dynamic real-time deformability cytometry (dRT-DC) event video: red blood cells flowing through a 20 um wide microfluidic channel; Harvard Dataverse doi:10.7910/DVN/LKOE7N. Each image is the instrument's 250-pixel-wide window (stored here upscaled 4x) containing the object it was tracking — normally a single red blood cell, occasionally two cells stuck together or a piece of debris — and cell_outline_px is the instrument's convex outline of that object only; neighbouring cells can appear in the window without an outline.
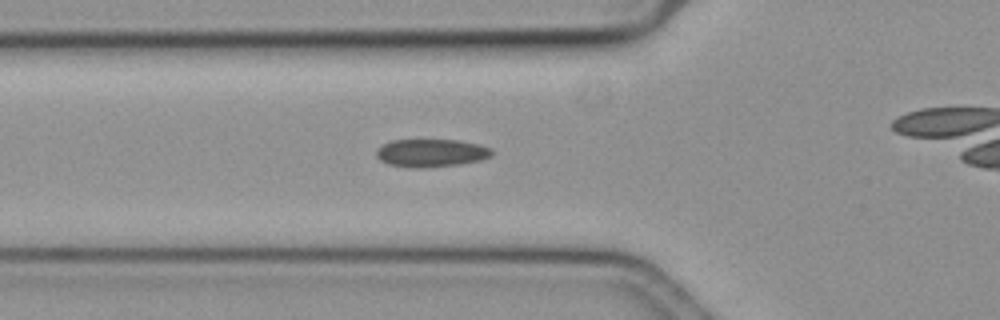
{"species": "common noctule bat (a hibernating species)", "species_latin": "Nyctalus noctula", "temperature_condition": "cold", "stored_images_in_passage": 28, "camera_frame_rate_fps": 3000, "um_per_image_px": 0.085, "animal": {"sex": "female", "body_mass_g": 19.3, "forearm_length_mm": 54.1}, "frame": {"image": 1, "passage_image": 2, "time_ms": 0.333, "image_size_px": [1000, 320], "cell_outline_px": [[492, 156], [480, 160], [460, 164], [424, 168], [408, 168], [388, 164], [380, 160], [376, 156], [376, 152], [384, 144], [392, 140], [456, 140], [480, 144], [492, 148]], "centroid_in_image_um": [36.67, 13.01], "position_along_channel_um": 89.1, "area_um2": 18.84}}
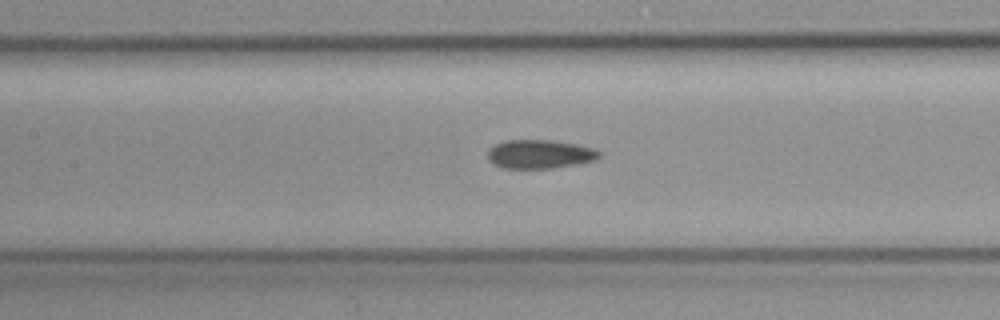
{"frame": {"image": 2, "passage_image": 8, "time_ms": 2.333, "image_size_px": [1000, 320], "cell_outline_px": [[600, 156], [596, 160], [576, 164], [552, 168], [504, 168], [492, 164], [488, 160], [488, 152], [496, 144], [504, 140], [552, 140], [576, 144], [592, 148], [600, 152]], "centroid_in_image_um": [45.87, 13.1], "position_along_channel_um": 161.5, "area_um2": 18.61}}
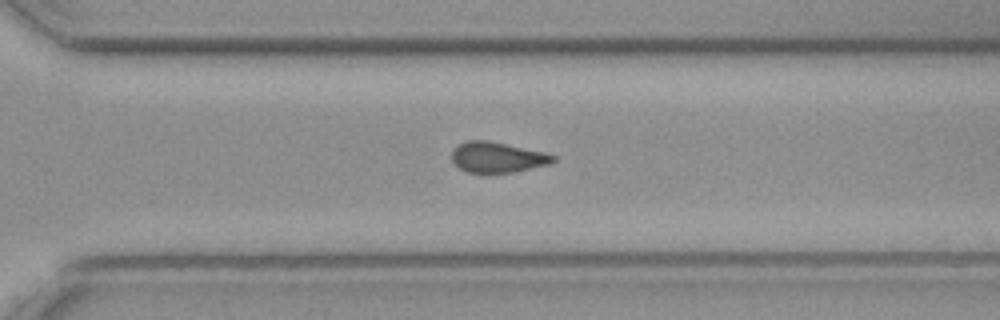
{"frame": {"image": 3, "passage_image": 22, "time_ms": 7.0, "image_size_px": [1000, 320], "cell_outline_px": [[556, 160], [548, 164], [512, 172], [468, 172], [460, 168], [452, 160], [452, 148], [468, 140], [488, 140], [544, 152], [556, 156]], "centroid_in_image_um": [42.26, 13.35], "position_along_channel_um": 328.3, "area_um2": 17.74}}